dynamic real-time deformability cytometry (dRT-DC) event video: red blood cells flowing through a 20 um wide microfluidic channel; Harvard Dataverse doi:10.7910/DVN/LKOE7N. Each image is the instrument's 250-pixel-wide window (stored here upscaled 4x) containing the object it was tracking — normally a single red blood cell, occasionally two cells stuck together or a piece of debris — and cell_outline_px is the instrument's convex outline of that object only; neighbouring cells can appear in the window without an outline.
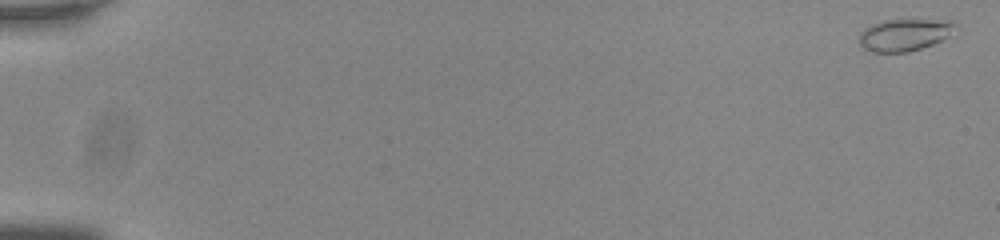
{"species": "common noctule bat (a hibernating species)", "species_latin": "Nyctalus noctula", "temperature_condition": "room temperature", "stored_images_in_passage": 56, "camera_frame_rate_fps": 3000, "um_per_image_px": 0.085, "animal": {"sex": "male", "body_mass_g": 20.0, "forearm_length_mm": 53.3}, "frame": {"image": 1, "passage_image": 1, "time_ms": 0.0, "image_size_px": [1000, 240], "cell_outline_px": [[956, 24], [948, 36], [944, 40], [908, 52], [872, 52], [864, 48], [860, 44], [860, 32], [864, 28], [880, 20], [952, 20]], "centroid_in_image_um": [76.86, 2.95], "position_along_channel_um": 8.1, "area_um2": 17.86}}
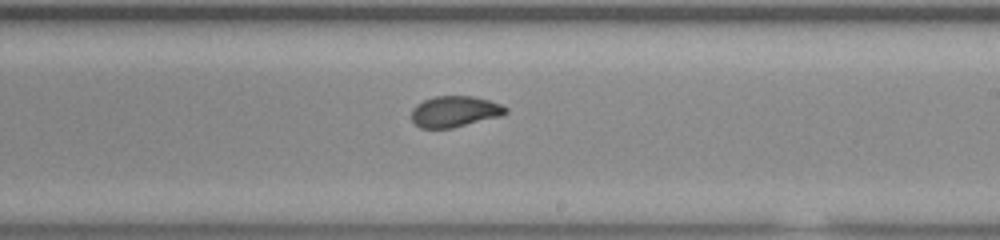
{"frame": {"image": 2, "passage_image": 35, "time_ms": 11.333, "image_size_px": [1000, 240], "cell_outline_px": [[508, 112], [500, 116], [452, 128], [420, 128], [412, 120], [412, 108], [416, 104], [424, 100], [436, 96], [472, 96], [488, 100], [500, 104], [508, 108]], "centroid_in_image_um": [38.64, 9.48], "position_along_channel_um": 250.4, "area_um2": 16.94}}
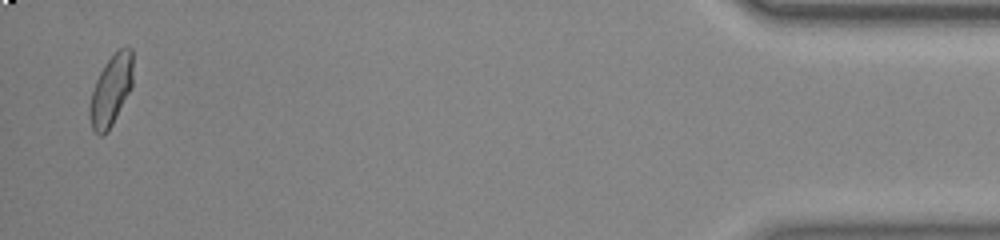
{"frame": {"image": 3, "passage_image": 55, "time_ms": 18.0, "image_size_px": [1000, 240], "cell_outline_px": [[132, 88], [108, 132], [100, 136], [92, 132], [88, 116], [88, 108], [92, 92], [96, 80], [104, 64], [120, 48], [132, 48]], "centroid_in_image_um": [9.41, 7.75], "position_along_channel_um": 425.8, "area_um2": 17.98}, "authors_computed_cell_mechanics": {"area_um2": 17.4556, "velocity_mm_per_s": 3.7649, "shape_relaxation_time_tau1_ms": 6.9438, "shape_relaxation_time_tau2_ms": 0.8201, "deformation_change_tau1": 0.151, "deformation_change_tau2": 0.0419}}